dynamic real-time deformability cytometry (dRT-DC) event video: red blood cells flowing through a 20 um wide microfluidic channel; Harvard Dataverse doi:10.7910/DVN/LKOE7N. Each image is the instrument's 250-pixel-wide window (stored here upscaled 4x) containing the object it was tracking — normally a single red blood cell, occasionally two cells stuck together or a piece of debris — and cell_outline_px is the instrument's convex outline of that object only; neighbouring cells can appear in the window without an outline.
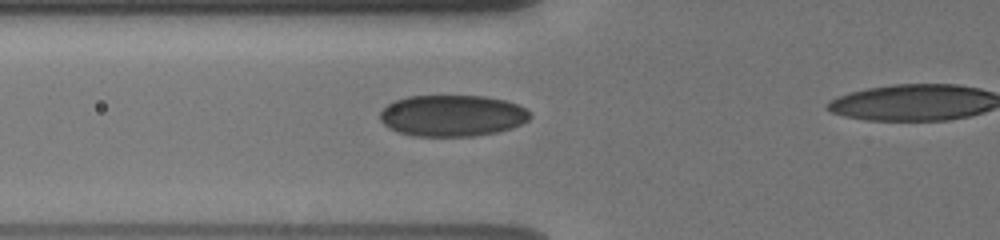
{"species": "human", "species_latin": "Homo sapiens", "temperature_condition": "cold", "stored_images_in_passage": 43, "camera_frame_rate_fps": 3000, "um_per_image_px": 0.085, "donor": {"sex": "male"}, "frame": {"image": 1, "passage_image": 16, "time_ms": 5.0, "image_size_px": [1000, 240], "cell_outline_px": [[532, 116], [528, 120], [512, 128], [496, 132], [472, 136], [412, 136], [400, 132], [384, 124], [380, 120], [380, 112], [392, 100], [408, 96], [484, 96], [508, 100], [524, 108]], "centroid_in_image_um": [38.44, 9.82], "position_along_channel_um": 87.4, "area_um2": 36.18}}
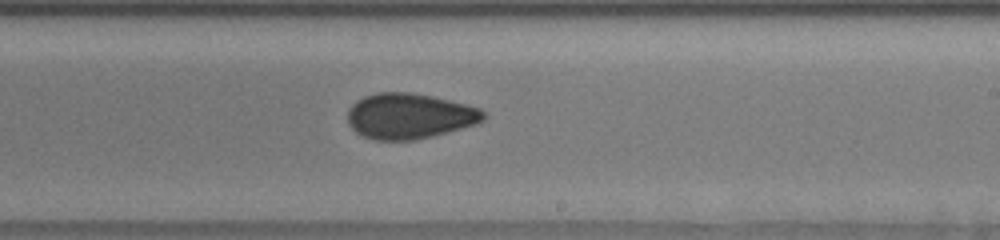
{"frame": {"image": 2, "passage_image": 29, "time_ms": 9.333, "image_size_px": [1000, 240], "cell_outline_px": [[488, 116], [484, 120], [476, 124], [432, 136], [416, 140], [376, 140], [364, 136], [356, 132], [348, 124], [348, 108], [356, 100], [364, 96], [376, 92], [412, 92], [432, 96], [480, 108], [488, 112]], "centroid_in_image_um": [34.81, 9.86], "position_along_channel_um": 254.2, "area_um2": 36.24}}
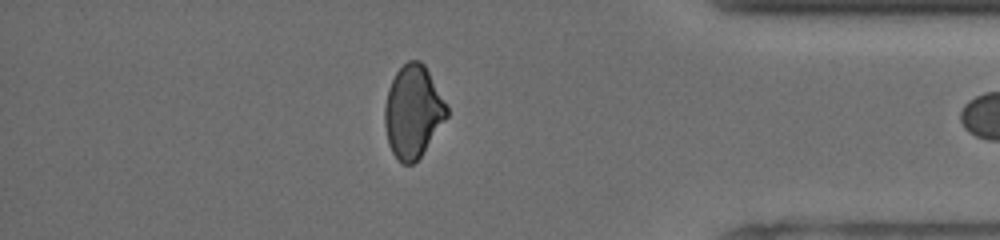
{"frame": {"image": 3, "passage_image": 42, "time_ms": 13.667, "image_size_px": [1000, 240], "cell_outline_px": [[448, 116], [420, 156], [412, 164], [404, 164], [392, 152], [388, 144], [384, 124], [384, 108], [388, 88], [396, 72], [408, 60], [420, 60], [424, 64], [448, 104]], "centroid_in_image_um": [35.1, 9.46], "position_along_channel_um": 400.1, "area_um2": 33.35}}